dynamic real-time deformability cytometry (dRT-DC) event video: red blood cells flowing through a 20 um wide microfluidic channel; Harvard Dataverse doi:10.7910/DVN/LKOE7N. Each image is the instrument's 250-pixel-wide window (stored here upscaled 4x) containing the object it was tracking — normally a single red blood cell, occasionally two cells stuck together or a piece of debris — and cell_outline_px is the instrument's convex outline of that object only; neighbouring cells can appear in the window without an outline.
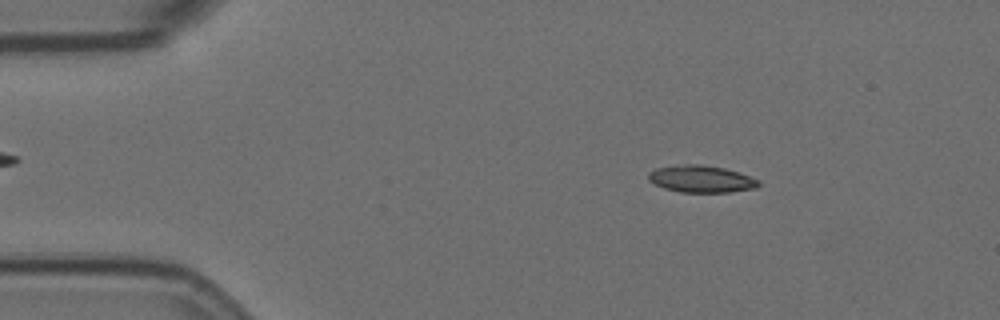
{"species": "Egyptian fruit bat (a non-hibernating species)", "species_latin": "Rousettus aegyptiacus", "temperature_condition": "room temperature", "stored_images_in_passage": 56, "camera_frame_rate_fps": 3000, "um_per_image_px": 0.085, "animal": {"sex": "female"}, "frame": {"image": 1, "passage_image": 8, "time_ms": 2.333, "image_size_px": [1000, 320], "cell_outline_px": [[760, 184], [756, 188], [732, 192], [680, 192], [664, 188], [648, 180], [648, 172], [656, 168], [688, 164], [700, 164], [724, 168], [760, 180]], "centroid_in_image_um": [59.6, 15.22], "position_along_channel_um": 25.4, "area_um2": 17.22}}
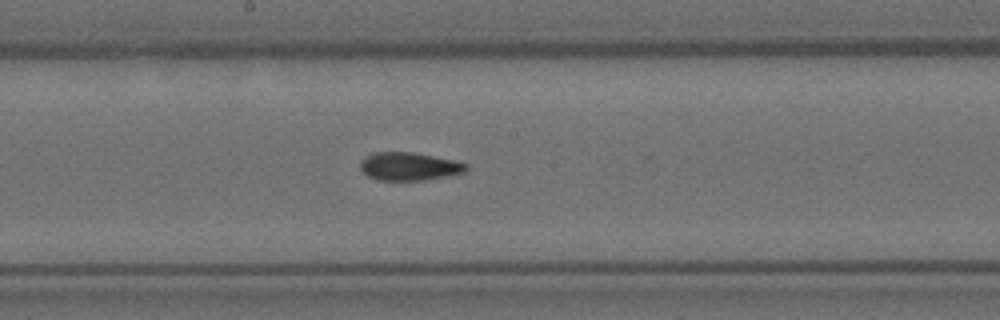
{"frame": {"image": 2, "passage_image": 29, "time_ms": 9.333, "image_size_px": [1000, 320], "cell_outline_px": [[468, 168], [464, 172], [448, 176], [424, 180], [376, 180], [368, 176], [360, 168], [360, 160], [364, 156], [372, 152], [412, 152], [452, 160], [468, 164]], "centroid_in_image_um": [34.73, 14.14], "position_along_channel_um": 213.5, "area_um2": 17.34}}
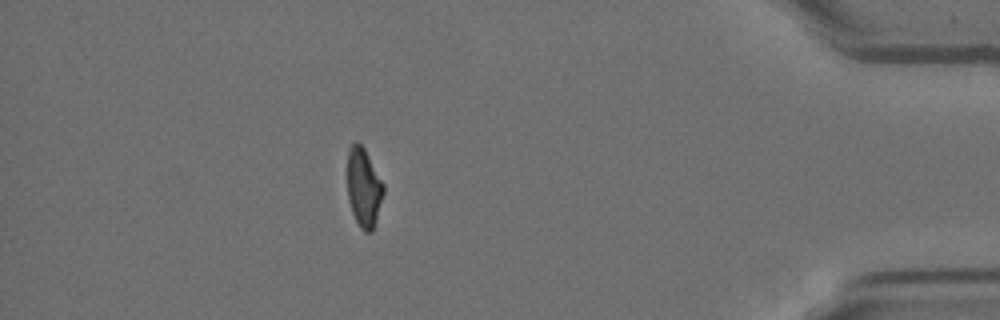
{"frame": {"image": 3, "passage_image": 49, "time_ms": 16.0, "image_size_px": [1000, 320], "cell_outline_px": [[384, 192], [376, 220], [372, 232], [364, 232], [360, 228], [352, 212], [348, 200], [348, 148], [356, 140], [364, 148], [384, 184]], "centroid_in_image_um": [30.92, 15.95], "position_along_channel_um": 404.3, "area_um2": 16.53}, "authors_computed_cell_mechanics": {"area_um2": 17.34, "velocity_mm_per_s": 3.5978, "shape_relaxation_time_tau1_ms": null, "shape_relaxation_time_tau2_ms": 3.7827, "deformation_change_tau1": null, "deformation_change_tau2": 0.1117}}